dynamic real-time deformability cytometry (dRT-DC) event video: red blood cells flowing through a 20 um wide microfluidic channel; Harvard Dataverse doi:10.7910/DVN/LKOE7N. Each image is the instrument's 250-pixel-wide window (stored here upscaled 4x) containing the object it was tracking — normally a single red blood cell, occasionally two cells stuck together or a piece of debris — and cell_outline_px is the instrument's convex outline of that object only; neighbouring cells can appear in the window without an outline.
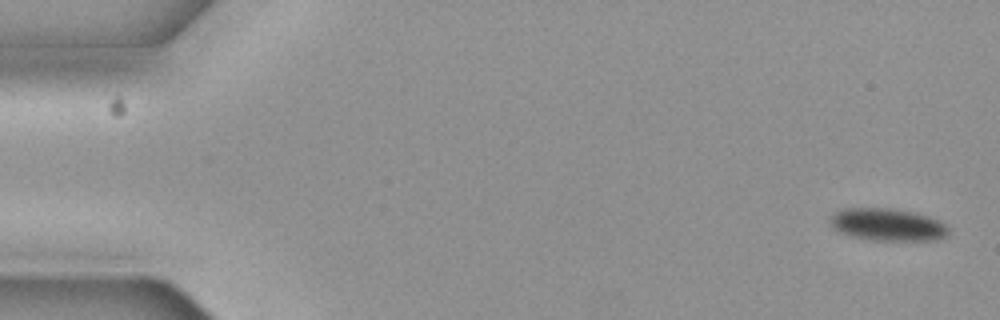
{"species": "common noctule bat (a hibernating species)", "species_latin": "Nyctalus noctula", "temperature_condition": "cold", "stored_images_in_passage": 4, "camera_frame_rate_fps": 3000, "um_per_image_px": 0.085, "animal": {"sex": "female", "body_mass_g": 19.3, "forearm_length_mm": 54.1}, "frame": {"image": 1, "passage_image": 1, "time_ms": 0.0, "image_size_px": [1000, 320], "cell_outline_px": [[948, 232], [944, 236], [936, 240], [872, 240], [852, 236], [840, 232], [832, 224], [832, 216], [836, 212], [844, 208], [896, 208], [916, 212], [940, 220], [948, 224]], "centroid_in_image_um": [75.52, 19.08], "position_along_channel_um": 9.5, "area_um2": 22.25}}